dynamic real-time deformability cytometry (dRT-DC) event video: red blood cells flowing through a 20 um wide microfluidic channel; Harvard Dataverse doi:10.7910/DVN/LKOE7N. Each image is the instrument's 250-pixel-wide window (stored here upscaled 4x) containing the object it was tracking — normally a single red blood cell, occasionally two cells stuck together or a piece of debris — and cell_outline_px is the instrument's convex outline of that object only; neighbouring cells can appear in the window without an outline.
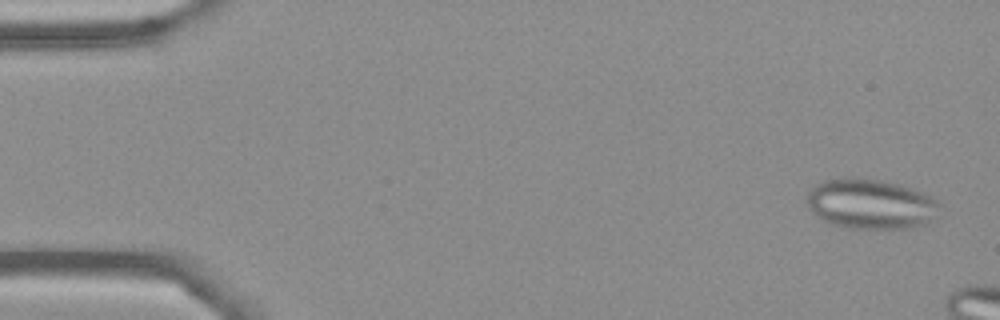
{"species": "Egyptian fruit bat (a non-hibernating species)", "species_latin": "Rousettus aegyptiacus", "temperature_condition": "cold", "stored_images_in_passage": 4, "camera_frame_rate_fps": 3000, "um_per_image_px": 0.085, "frame": {"image": 1, "passage_image": 1, "time_ms": 0.0, "image_size_px": [1000, 320], "cell_outline_px": [[940, 216], [924, 224], [912, 228], [848, 228], [832, 224], [816, 216], [808, 208], [808, 192], [816, 184], [824, 180], [848, 176], [856, 176], [880, 180], [900, 184], [924, 192], [932, 196], [940, 204]], "centroid_in_image_um": [74.05, 17.32], "position_along_channel_um": 11.0, "area_um2": 39.3}}